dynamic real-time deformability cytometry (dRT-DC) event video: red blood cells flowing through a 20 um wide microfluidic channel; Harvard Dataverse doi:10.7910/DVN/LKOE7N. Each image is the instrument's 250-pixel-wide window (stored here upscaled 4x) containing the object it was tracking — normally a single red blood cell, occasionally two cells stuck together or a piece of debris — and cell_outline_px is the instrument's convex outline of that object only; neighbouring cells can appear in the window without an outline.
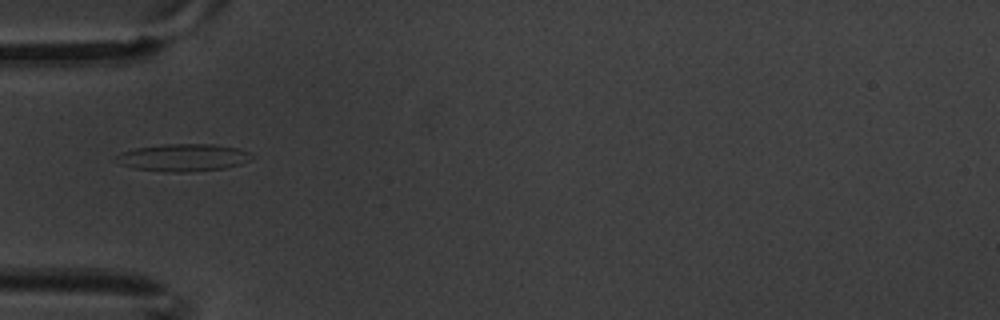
{"species": "common noctule bat (a hibernating species)", "species_latin": "Nyctalus noctula", "temperature_condition": "warm", "stored_images_in_passage": 5, "camera_frame_rate_fps": 3000, "um_per_image_px": 0.085, "animal": {"sex": "male", "body_mass_g": 20.1, "forearm_length_mm": 53.5}, "frame": {"image": 1, "passage_image": 2, "time_ms": 0.333, "image_size_px": [1000, 320], "cell_outline_px": [[256, 156], [240, 164], [224, 168], [184, 172], [172, 172], [132, 168], [120, 164], [112, 160], [120, 152], [136, 148], [160, 144], [212, 144], [236, 148], [248, 152]], "centroid_in_image_um": [15.52, 13.39], "position_along_channel_um": 69.5, "area_um2": 21.62}}
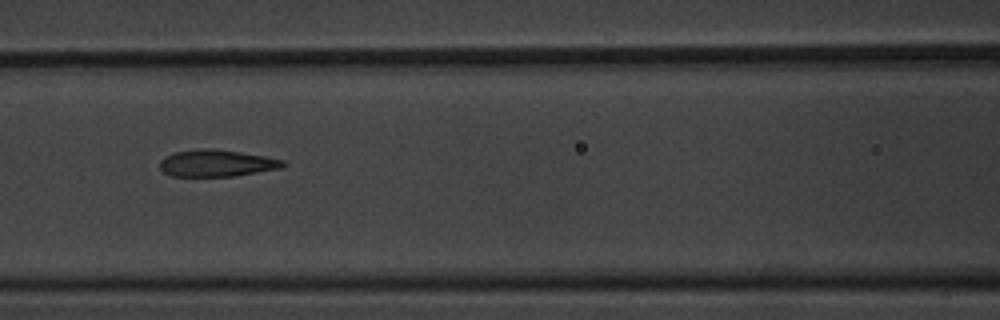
{"frame": {"image": 2, "passage_image": 4, "time_ms": 1.0, "image_size_px": [1000, 320], "cell_outline_px": [[288, 164], [280, 168], [232, 176], [172, 176], [164, 172], [160, 168], [160, 160], [164, 156], [172, 152], [204, 148], [212, 148], [240, 152], [264, 156], [284, 160]], "centroid_in_image_um": [18.39, 13.86], "position_along_channel_um": 148.2, "area_um2": 19.25}}
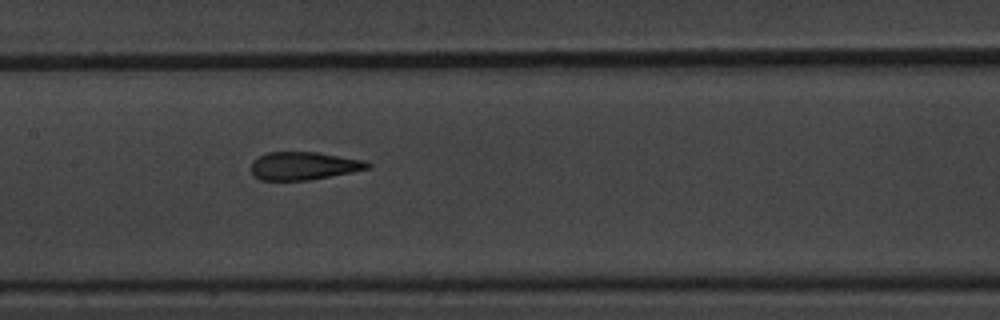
{"frame": {"image": 3, "passage_image": 5, "time_ms": 1.333, "image_size_px": [1000, 320], "cell_outline_px": [[372, 168], [352, 172], [308, 180], [260, 180], [252, 172], [252, 160], [268, 152], [316, 152], [364, 160], [372, 164]], "centroid_in_image_um": [25.85, 14.09], "position_along_channel_um": 181.6, "area_um2": 18.9}}